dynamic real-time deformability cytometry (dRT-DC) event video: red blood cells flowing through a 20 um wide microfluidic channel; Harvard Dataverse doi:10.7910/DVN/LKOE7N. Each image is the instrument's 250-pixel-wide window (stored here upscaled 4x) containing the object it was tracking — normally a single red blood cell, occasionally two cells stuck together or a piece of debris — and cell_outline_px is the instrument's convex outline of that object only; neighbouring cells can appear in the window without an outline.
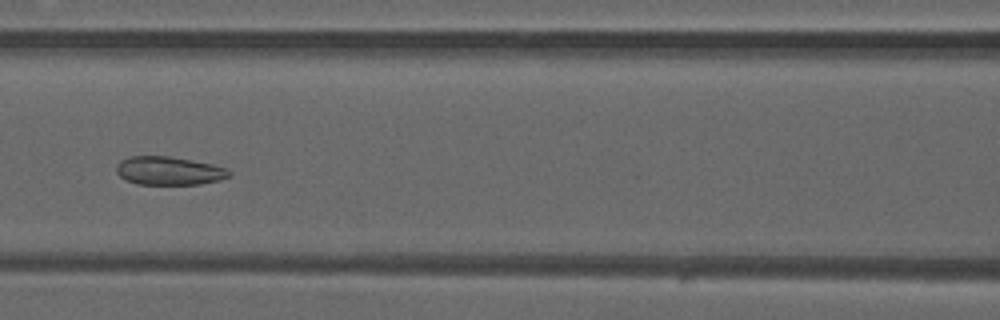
{"species": "common noctule bat (a hibernating species)", "species_latin": "Nyctalus noctula", "temperature_condition": "warm", "stored_images_in_passage": 5, "camera_frame_rate_fps": 3000, "um_per_image_px": 0.085, "animal": {"sex": "male", "forearm_length_mm": 52.5}, "frame": {"image": 1, "passage_image": 5, "time_ms": 1.333, "image_size_px": [1000, 320], "cell_outline_px": [[232, 176], [220, 180], [200, 184], [136, 184], [124, 180], [116, 172], [116, 164], [120, 160], [128, 156], [172, 156], [212, 164], [228, 168], [232, 172]], "centroid_in_image_um": [14.37, 14.51], "position_along_channel_um": 152.2, "area_um2": 19.02}}